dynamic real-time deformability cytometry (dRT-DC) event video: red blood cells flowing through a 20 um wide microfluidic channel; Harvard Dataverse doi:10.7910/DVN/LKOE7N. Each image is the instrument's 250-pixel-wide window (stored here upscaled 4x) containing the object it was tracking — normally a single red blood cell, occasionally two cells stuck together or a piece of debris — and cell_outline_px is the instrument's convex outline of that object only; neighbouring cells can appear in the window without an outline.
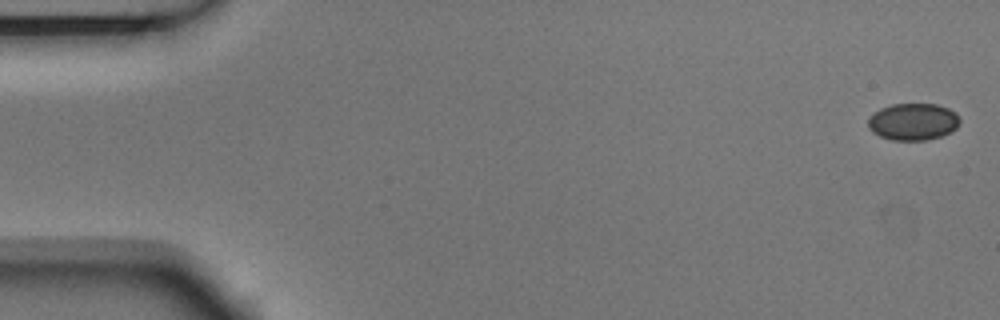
{"species": "Egyptian fruit bat (a non-hibernating species)", "species_latin": "Rousettus aegyptiacus", "temperature_condition": "room temperature", "stored_images_in_passage": 4, "camera_frame_rate_fps": 3000, "um_per_image_px": 0.085, "animal": {"sex": "male"}, "frame": {"image": 1, "passage_image": 1, "time_ms": 0.0, "image_size_px": [1000, 320], "cell_outline_px": [[960, 124], [956, 128], [940, 136], [924, 140], [892, 140], [880, 136], [872, 132], [868, 128], [868, 120], [880, 108], [892, 104], [936, 104], [948, 108], [956, 112], [960, 120]], "centroid_in_image_um": [77.62, 10.34], "position_along_channel_um": 7.4, "area_um2": 19.65}}